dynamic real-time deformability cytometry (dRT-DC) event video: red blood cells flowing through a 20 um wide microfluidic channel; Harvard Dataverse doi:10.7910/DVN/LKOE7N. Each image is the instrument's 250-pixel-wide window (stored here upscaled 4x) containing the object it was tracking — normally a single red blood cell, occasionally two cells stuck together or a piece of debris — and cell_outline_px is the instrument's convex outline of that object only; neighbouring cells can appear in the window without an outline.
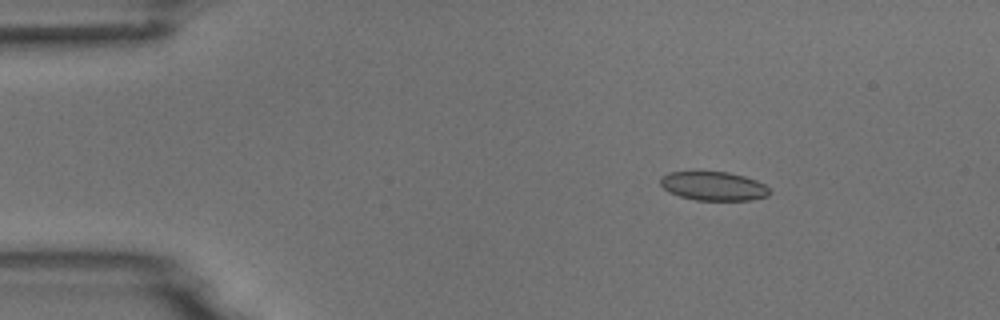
{"species": "common noctule bat (a hibernating species)", "species_latin": "Nyctalus noctula", "temperature_condition": "room temperature", "stored_images_in_passage": 5, "camera_frame_rate_fps": 3000, "um_per_image_px": 0.085, "animal": {"sex": "male", "body_mass_g": 18.8}, "frame": {"image": 1, "passage_image": 3, "time_ms": 2.333, "image_size_px": [1000, 320], "cell_outline_px": [[772, 192], [768, 196], [752, 200], [696, 200], [680, 196], [668, 192], [660, 184], [660, 176], [668, 172], [692, 168], [728, 172], [744, 176], [756, 180], [764, 184]], "centroid_in_image_um": [60.58, 15.76], "position_along_channel_um": 24.4, "area_um2": 19.31}}